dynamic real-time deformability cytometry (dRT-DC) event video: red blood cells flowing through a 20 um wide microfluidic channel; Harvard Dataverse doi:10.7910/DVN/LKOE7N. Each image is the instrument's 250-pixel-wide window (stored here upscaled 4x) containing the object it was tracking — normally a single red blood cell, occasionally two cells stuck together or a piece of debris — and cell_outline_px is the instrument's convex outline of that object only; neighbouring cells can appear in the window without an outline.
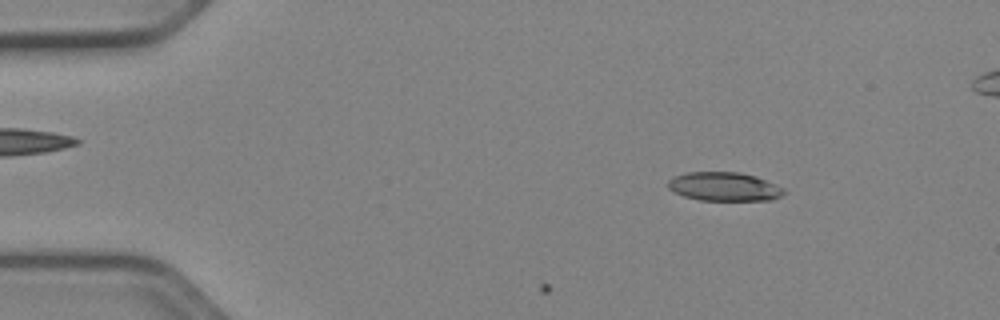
{"species": "Egyptian fruit bat (a non-hibernating species)", "species_latin": "Rousettus aegyptiacus", "temperature_condition": "cold", "stored_images_in_passage": 3, "camera_frame_rate_fps": 3000, "um_per_image_px": 0.085, "animal": {"sex": "female"}, "frame": {"image": 1, "passage_image": 3, "time_ms": 0.667, "image_size_px": [1000, 320], "cell_outline_px": [[788, 192], [772, 200], [700, 200], [684, 196], [668, 188], [668, 180], [672, 176], [688, 172], [740, 172], [756, 176], [776, 184], [784, 188]], "centroid_in_image_um": [61.58, 15.85], "position_along_channel_um": 23.4, "area_um2": 19.54}}